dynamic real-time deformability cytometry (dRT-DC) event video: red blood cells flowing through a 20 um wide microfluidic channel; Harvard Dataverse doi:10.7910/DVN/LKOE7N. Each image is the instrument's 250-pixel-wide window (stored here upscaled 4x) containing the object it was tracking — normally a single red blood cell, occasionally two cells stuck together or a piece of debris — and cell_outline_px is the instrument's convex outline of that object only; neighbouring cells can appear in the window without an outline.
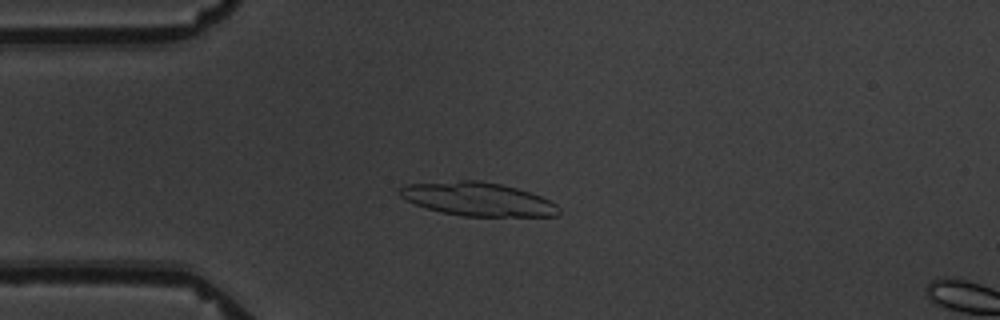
{"species": "common noctule bat (a hibernating species)", "species_latin": "Nyctalus noctula", "temperature_condition": "warm", "stored_images_in_passage": 6, "camera_frame_rate_fps": 3000, "um_per_image_px": 0.085, "animal": {"sex": "male", "body_mass_g": 19.5, "forearm_length_mm": 54.6}, "frame": {"image": 1, "passage_image": 5, "time_ms": 4.667, "image_size_px": [1000, 320], "cell_outline_px": [[560, 212], [556, 216], [464, 216], [440, 212], [404, 200], [396, 192], [400, 188], [408, 184], [460, 180], [480, 180], [500, 184], [516, 188], [540, 196], [556, 204], [560, 208]], "centroid_in_image_um": [40.59, 16.93], "position_along_channel_um": 44.4, "area_um2": 30.98}}